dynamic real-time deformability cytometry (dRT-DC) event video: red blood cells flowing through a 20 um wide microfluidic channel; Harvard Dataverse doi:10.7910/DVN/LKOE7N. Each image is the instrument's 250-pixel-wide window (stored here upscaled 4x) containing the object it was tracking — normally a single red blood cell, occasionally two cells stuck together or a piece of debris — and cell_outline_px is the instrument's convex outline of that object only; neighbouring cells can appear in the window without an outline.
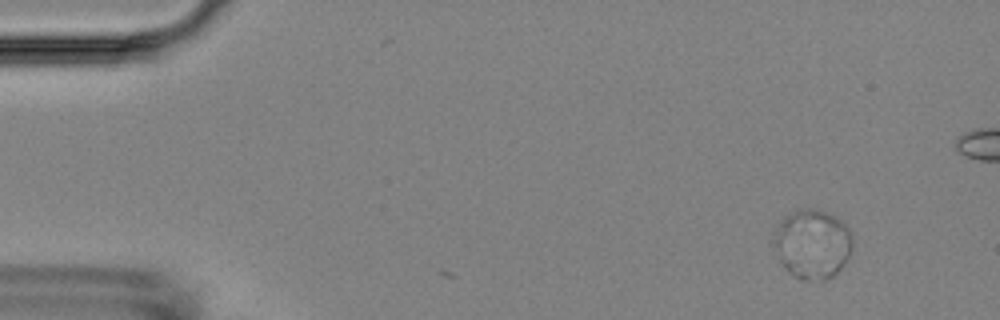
{"species": "Egyptian fruit bat (a non-hibernating species)", "species_latin": "Rousettus aegyptiacus", "temperature_condition": "room temperature", "stored_images_in_passage": 2, "camera_frame_rate_fps": 3000, "um_per_image_px": 0.085, "animal": {"sex": "female"}, "frame": {"image": 1, "passage_image": 1, "time_ms": 0.0, "image_size_px": [1000, 320], "cell_outline_px": [[852, 248], [844, 264], [832, 276], [824, 280], [804, 280], [788, 272], [780, 264], [772, 236], [784, 216], [808, 208], [824, 212], [836, 216], [848, 228], [852, 236]], "centroid_in_image_um": [69.04, 20.76], "position_along_channel_um": 16.0, "area_um2": 31.44}}